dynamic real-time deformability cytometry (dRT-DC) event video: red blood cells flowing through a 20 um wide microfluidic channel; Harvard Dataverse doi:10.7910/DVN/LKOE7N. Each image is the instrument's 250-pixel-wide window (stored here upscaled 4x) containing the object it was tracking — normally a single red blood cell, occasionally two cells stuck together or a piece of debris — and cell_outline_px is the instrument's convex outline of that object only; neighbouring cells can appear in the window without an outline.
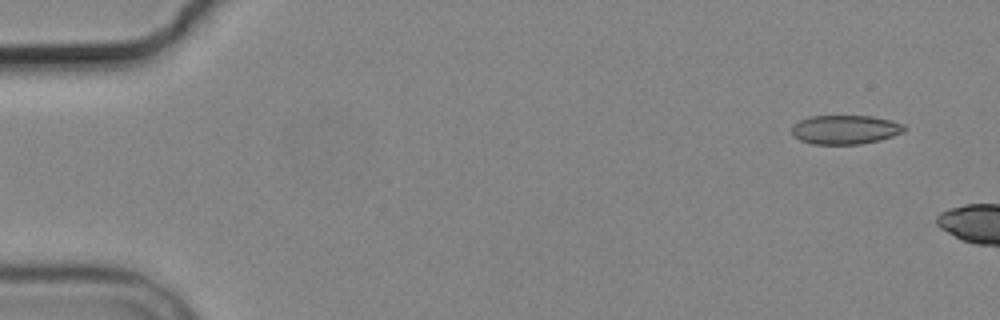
{"species": "common noctule bat (a hibernating species)", "species_latin": "Nyctalus noctula", "temperature_condition": "cold", "stored_images_in_passage": 2, "camera_frame_rate_fps": 3000, "um_per_image_px": 0.085, "animal": {"sex": "male", "body_mass_g": 19.2, "forearm_length_mm": 51.8}, "frame": {"image": 1, "passage_image": 1, "time_ms": 0.0, "image_size_px": [1000, 320], "cell_outline_px": [[908, 128], [904, 132], [880, 140], [860, 144], [812, 144], [800, 140], [792, 136], [792, 128], [800, 120], [808, 116], [872, 116], [892, 120], [904, 124]], "centroid_in_image_um": [71.88, 11.01], "position_along_channel_um": 13.1, "area_um2": 19.19}}